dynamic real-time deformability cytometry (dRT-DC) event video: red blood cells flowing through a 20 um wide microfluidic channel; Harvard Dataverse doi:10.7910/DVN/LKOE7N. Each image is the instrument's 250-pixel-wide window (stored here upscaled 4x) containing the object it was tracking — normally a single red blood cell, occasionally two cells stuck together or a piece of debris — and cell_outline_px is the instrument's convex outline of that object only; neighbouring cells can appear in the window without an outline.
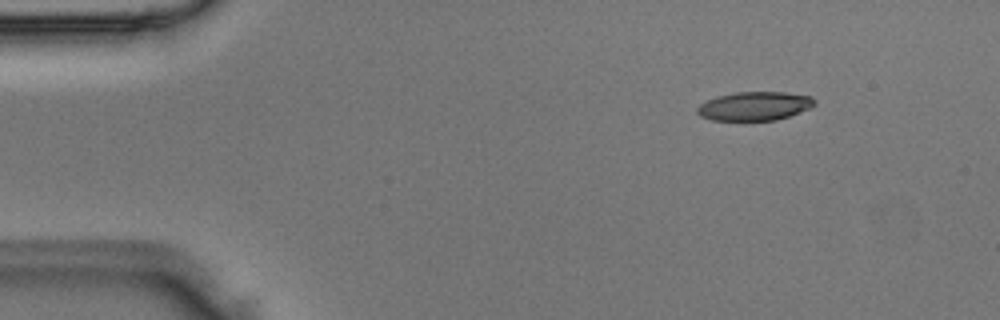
{"species": "Egyptian fruit bat (a non-hibernating species)", "species_latin": "Rousettus aegyptiacus", "temperature_condition": "room temperature", "stored_images_in_passage": 4, "camera_frame_rate_fps": 3000, "um_per_image_px": 0.085, "animal": {"sex": "male"}, "frame": {"image": 1, "passage_image": 2, "time_ms": 0.333, "image_size_px": [1000, 320], "cell_outline_px": [[816, 104], [800, 112], [776, 120], [712, 120], [700, 116], [696, 112], [696, 108], [700, 104], [716, 96], [736, 92], [784, 92], [812, 96], [816, 100]], "centroid_in_image_um": [64.13, 9.01], "position_along_channel_um": 20.9, "area_um2": 19.65}}